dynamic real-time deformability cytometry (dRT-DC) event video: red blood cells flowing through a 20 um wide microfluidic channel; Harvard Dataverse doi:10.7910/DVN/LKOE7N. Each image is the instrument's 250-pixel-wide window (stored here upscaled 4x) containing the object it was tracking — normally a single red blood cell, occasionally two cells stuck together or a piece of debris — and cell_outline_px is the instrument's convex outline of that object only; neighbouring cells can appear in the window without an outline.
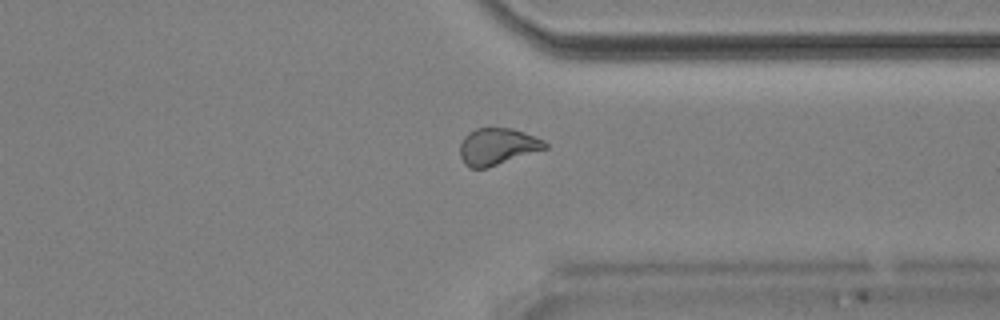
{"species": "Egyptian fruit bat (a non-hibernating species)", "species_latin": "Rousettus aegyptiacus", "temperature_condition": "room temperature", "stored_images_in_passage": 42, "camera_frame_rate_fps": 3000, "um_per_image_px": 0.085, "animal": {"sex": "male"}, "frame": {"image": 1, "passage_image": 30, "time_ms": 9.667, "image_size_px": [1000, 320], "cell_outline_px": [[548, 148], [488, 168], [468, 168], [464, 164], [460, 156], [460, 144], [464, 136], [468, 132], [476, 128], [512, 128], [536, 136], [544, 140], [548, 144]], "centroid_in_image_um": [42.28, 12.46], "position_along_channel_um": 369.1, "area_um2": 18.5}, "authors_computed_cell_mechanics": {"area_um2": 18.785, "velocity_mm_per_s": 3.9003, "shape_relaxation_time_tau1_ms": 6.8292, "shape_relaxation_time_tau2_ms": 2.5142, "deformation_change_tau1": 0.1244, "deformation_change_tau2": 0.0789}}